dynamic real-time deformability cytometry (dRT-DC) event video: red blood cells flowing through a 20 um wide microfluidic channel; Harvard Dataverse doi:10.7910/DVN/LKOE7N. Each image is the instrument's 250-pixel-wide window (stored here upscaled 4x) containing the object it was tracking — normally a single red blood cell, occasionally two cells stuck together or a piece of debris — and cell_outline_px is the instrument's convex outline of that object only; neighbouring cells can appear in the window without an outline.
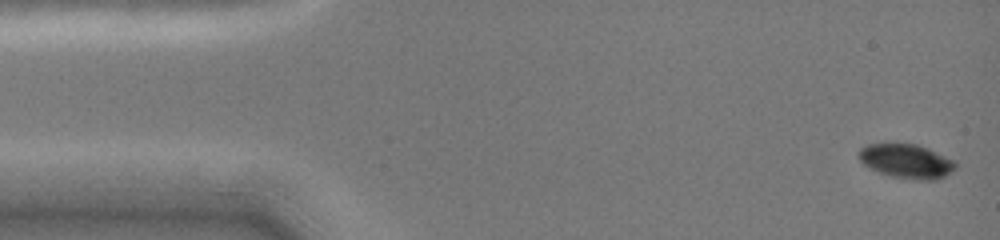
{"species": "common noctule bat (a hibernating species)", "species_latin": "Nyctalus noctula", "temperature_condition": "cold", "stored_images_in_passage": 9, "camera_frame_rate_fps": 3000, "um_per_image_px": 0.085, "animal": {"sex": "female", "body_mass_g": 19.0, "forearm_length_mm": 51.5}, "frame": {"image": 1, "passage_image": 1, "time_ms": 0.0, "image_size_px": [1000, 240], "cell_outline_px": [[956, 168], [944, 176], [936, 180], [916, 180], [892, 176], [880, 172], [864, 164], [860, 160], [860, 148], [868, 144], [916, 144], [928, 148], [956, 160]], "centroid_in_image_um": [77.11, 13.7], "position_along_channel_um": 7.9, "area_um2": 19.07}}
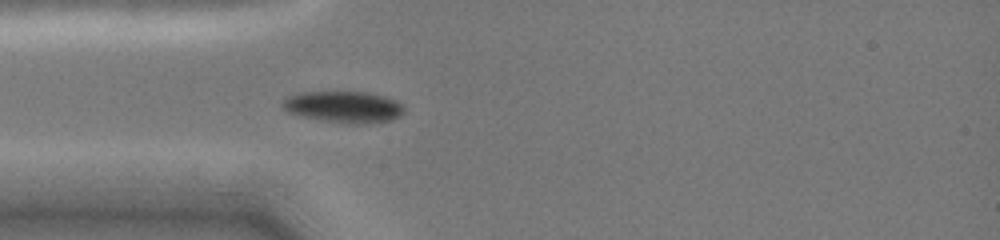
{"frame": {"image": 2, "passage_image": 6, "time_ms": 4.0, "image_size_px": [1000, 240], "cell_outline_px": [[404, 112], [400, 116], [392, 120], [364, 124], [348, 124], [300, 116], [288, 112], [280, 104], [284, 96], [300, 92], [368, 92], [384, 96], [396, 100], [404, 104]], "centroid_in_image_um": [29.21, 9.08], "position_along_channel_um": 55.8, "area_um2": 22.66}}
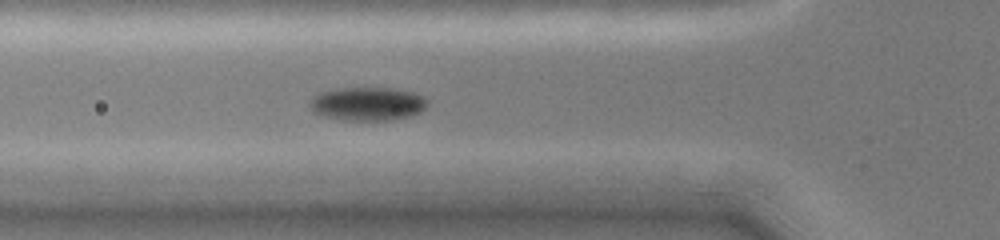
{"frame": {"image": 3, "passage_image": 9, "time_ms": 5.0, "image_size_px": [1000, 240], "cell_outline_px": [[428, 104], [420, 112], [408, 116], [388, 120], [344, 120], [324, 116], [312, 112], [308, 108], [308, 104], [312, 96], [320, 92], [336, 88], [392, 88], [412, 92], [424, 96], [428, 100]], "centroid_in_image_um": [31.19, 8.82], "position_along_channel_um": 94.6, "area_um2": 23.12}}